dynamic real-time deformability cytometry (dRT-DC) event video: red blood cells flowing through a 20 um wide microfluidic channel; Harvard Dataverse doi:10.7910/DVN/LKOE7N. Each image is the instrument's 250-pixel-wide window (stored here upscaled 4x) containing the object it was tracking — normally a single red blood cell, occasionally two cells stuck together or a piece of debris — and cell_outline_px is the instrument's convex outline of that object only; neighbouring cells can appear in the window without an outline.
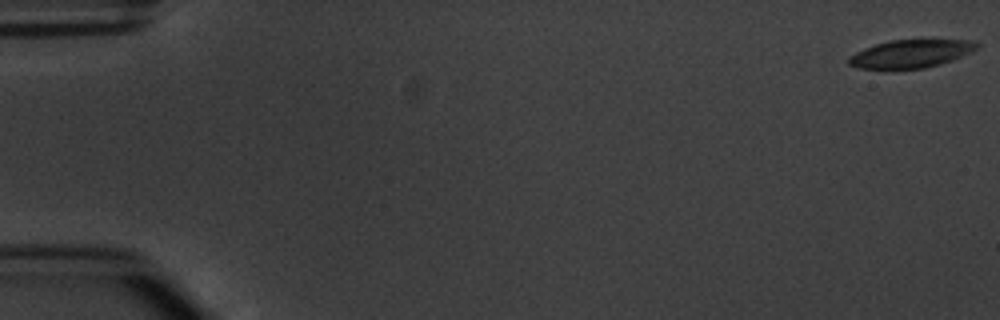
{"species": "common noctule bat (a hibernating species)", "species_latin": "Nyctalus noctula", "temperature_condition": "warm", "stored_images_in_passage": 3, "camera_frame_rate_fps": 3000, "um_per_image_px": 0.085, "animal": {"sex": "male", "body_mass_g": 20.1, "forearm_length_mm": 53.5}, "frame": {"image": 1, "passage_image": 1, "time_ms": 0.0, "image_size_px": [1000, 320], "cell_outline_px": [[980, 48], [952, 60], [940, 64], [924, 68], [860, 68], [848, 64], [848, 56], [864, 48], [876, 44], [892, 40], [972, 40], [980, 44]], "centroid_in_image_um": [77.45, 4.55], "position_along_channel_um": 7.6, "area_um2": 20.69}}